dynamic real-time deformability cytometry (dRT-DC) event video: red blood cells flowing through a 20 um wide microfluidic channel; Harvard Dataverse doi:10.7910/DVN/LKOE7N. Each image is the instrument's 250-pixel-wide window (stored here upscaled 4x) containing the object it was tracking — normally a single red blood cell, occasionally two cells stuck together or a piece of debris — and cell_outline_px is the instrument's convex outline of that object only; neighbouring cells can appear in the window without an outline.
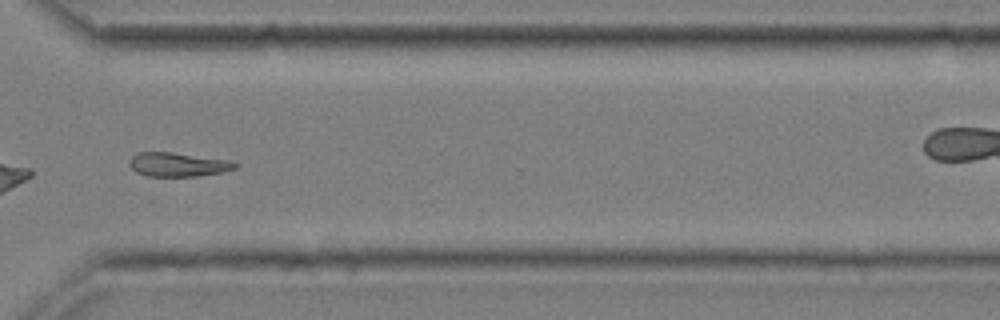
{"species": "common noctule bat (a hibernating species)", "species_latin": "Nyctalus noctula", "temperature_condition": "cold", "stored_images_in_passage": 47, "camera_frame_rate_fps": 3000, "um_per_image_px": 0.085, "animal": {"sex": "male", "body_mass_g": 20.4}, "frame": {"image": 1, "passage_image": 40, "time_ms": 13.0, "image_size_px": [1000, 320], "cell_outline_px": [[240, 164], [236, 168], [220, 172], [196, 176], [148, 176], [136, 172], [128, 164], [128, 160], [136, 152], [172, 152], [228, 160]], "centroid_in_image_um": [15.08, 13.97], "position_along_channel_um": 355.5, "area_um2": 14.74}}